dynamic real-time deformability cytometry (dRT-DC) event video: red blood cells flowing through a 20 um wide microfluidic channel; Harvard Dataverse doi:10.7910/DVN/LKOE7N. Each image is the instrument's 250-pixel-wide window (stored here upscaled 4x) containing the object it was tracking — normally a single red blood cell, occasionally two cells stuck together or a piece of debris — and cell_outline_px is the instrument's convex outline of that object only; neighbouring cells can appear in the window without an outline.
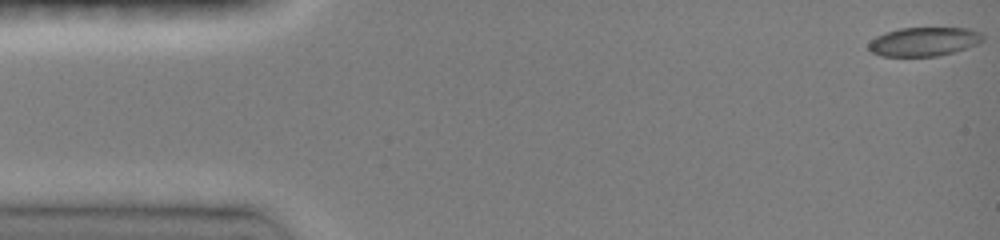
{"species": "common noctule bat (a hibernating species)", "species_latin": "Nyctalus noctula", "temperature_condition": "room temperature", "stored_images_in_passage": 8, "camera_frame_rate_fps": 3000, "um_per_image_px": 0.085, "animal": {"sex": "female", "body_mass_g": 19.0, "forearm_length_mm": 51.5}, "frame": {"image": 1, "passage_image": 1, "time_ms": 0.0, "image_size_px": [1000, 240], "cell_outline_px": [[984, 40], [976, 44], [952, 52], [936, 56], [880, 56], [872, 52], [868, 48], [868, 44], [876, 36], [884, 32], [900, 28], [968, 28], [980, 32], [984, 36]], "centroid_in_image_um": [78.51, 3.53], "position_along_channel_um": 6.5, "area_um2": 19.13}}
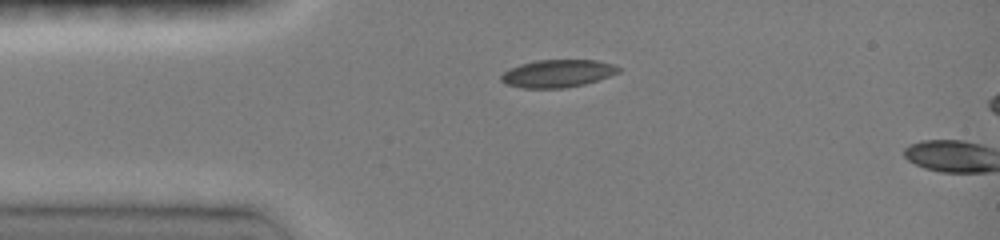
{"frame": {"image": 2, "passage_image": 7, "time_ms": 3.333, "image_size_px": [1000, 240], "cell_outline_px": [[620, 72], [584, 84], [564, 88], [524, 88], [504, 84], [500, 80], [500, 76], [508, 68], [520, 64], [536, 60], [596, 60], [616, 64], [620, 68]], "centroid_in_image_um": [47.37, 6.24], "position_along_channel_um": 37.6, "area_um2": 19.02}}